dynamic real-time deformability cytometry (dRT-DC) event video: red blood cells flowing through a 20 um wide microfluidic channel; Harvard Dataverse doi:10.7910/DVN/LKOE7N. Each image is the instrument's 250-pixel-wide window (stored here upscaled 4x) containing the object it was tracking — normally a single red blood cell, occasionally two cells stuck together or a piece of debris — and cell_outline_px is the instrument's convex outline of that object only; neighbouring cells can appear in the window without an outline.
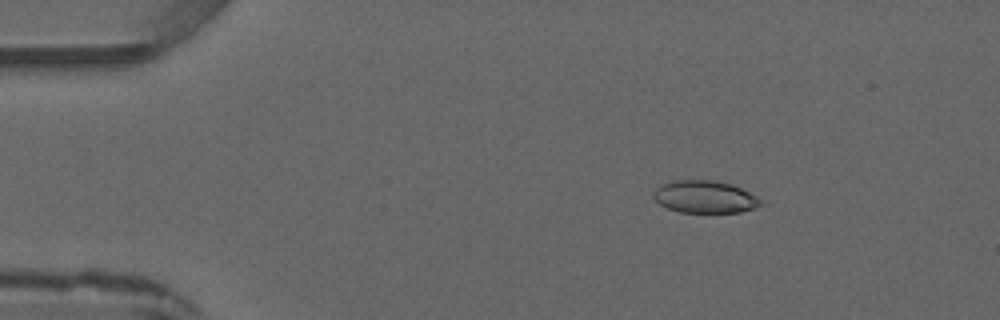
{"species": "common noctule bat (a hibernating species)", "species_latin": "Nyctalus noctula", "temperature_condition": "warm", "stored_images_in_passage": 4, "camera_frame_rate_fps": 3000, "um_per_image_px": 0.085, "animal": {"sex": "male", "forearm_length_mm": 52.5}, "frame": {"image": 1, "passage_image": 1, "time_ms": 0.0, "image_size_px": [1000, 320], "cell_outline_px": [[768, 204], [756, 208], [740, 212], [680, 212], [668, 208], [660, 204], [652, 196], [652, 192], [656, 188], [672, 180], [712, 180], [732, 184], [756, 196]], "centroid_in_image_um": [59.95, 16.73], "position_along_channel_um": 25.1, "area_um2": 20.35}}
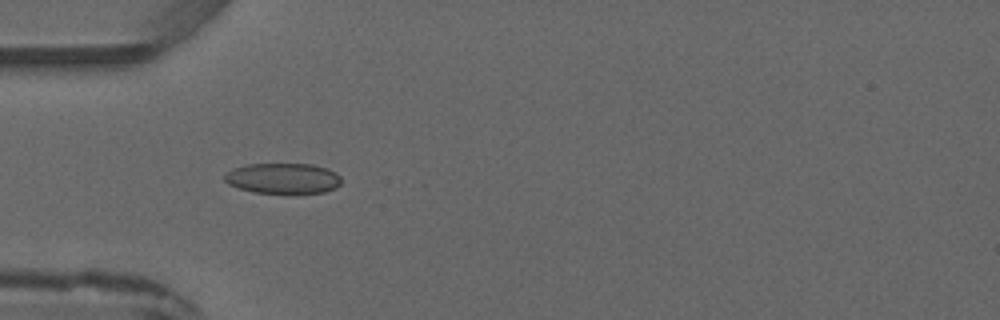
{"frame": {"image": 2, "passage_image": 3, "time_ms": 2.333, "image_size_px": [1000, 320], "cell_outline_px": [[340, 184], [336, 188], [324, 192], [256, 192], [240, 188], [228, 184], [224, 180], [224, 176], [232, 168], [248, 164], [312, 164], [328, 168], [336, 172], [340, 176]], "centroid_in_image_um": [24.07, 15.14], "position_along_channel_um": 60.9, "area_um2": 20.52}}
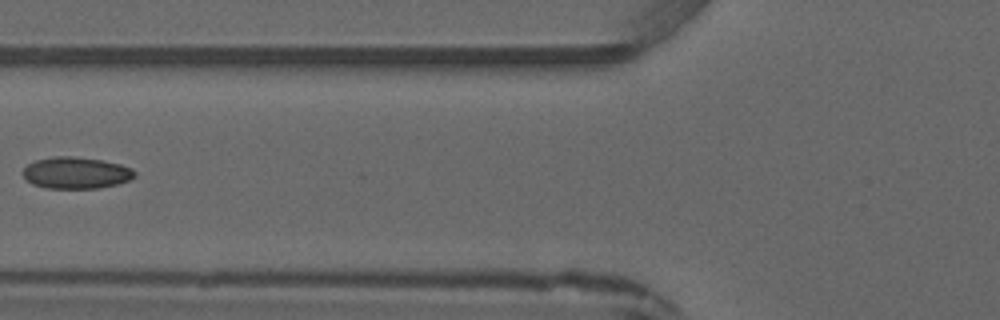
{"frame": {"image": 3, "passage_image": 4, "time_ms": 3.667, "image_size_px": [1000, 320], "cell_outline_px": [[136, 176], [128, 180], [116, 184], [96, 188], [44, 188], [32, 184], [24, 176], [24, 168], [28, 164], [36, 160], [56, 156], [72, 156], [104, 160], [120, 164], [132, 168], [136, 172]], "centroid_in_image_um": [6.48, 14.68], "position_along_channel_um": 119.3, "area_um2": 20.52}}